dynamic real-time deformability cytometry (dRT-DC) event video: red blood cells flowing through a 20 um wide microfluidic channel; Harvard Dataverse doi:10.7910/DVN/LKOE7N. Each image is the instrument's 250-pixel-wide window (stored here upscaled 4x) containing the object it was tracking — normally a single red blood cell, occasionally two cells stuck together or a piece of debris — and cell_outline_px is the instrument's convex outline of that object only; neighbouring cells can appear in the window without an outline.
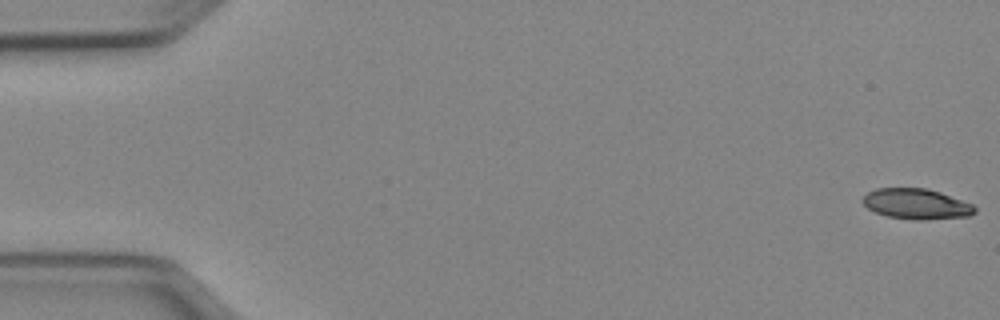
{"species": "Egyptian fruit bat (a non-hibernating species)", "species_latin": "Rousettus aegyptiacus", "temperature_condition": "cold", "stored_images_in_passage": 51, "camera_frame_rate_fps": 3000, "um_per_image_px": 0.085, "animal": {"sex": "female"}, "frame": {"image": 1, "passage_image": 1, "time_ms": 0.0, "image_size_px": [1000, 320], "cell_outline_px": [[976, 212], [968, 216], [924, 220], [916, 220], [888, 216], [876, 212], [868, 208], [860, 200], [868, 192], [876, 188], [924, 188], [940, 192], [972, 204], [976, 208]], "centroid_in_image_um": [77.88, 17.33], "position_along_channel_um": 7.1, "area_um2": 19.77}}
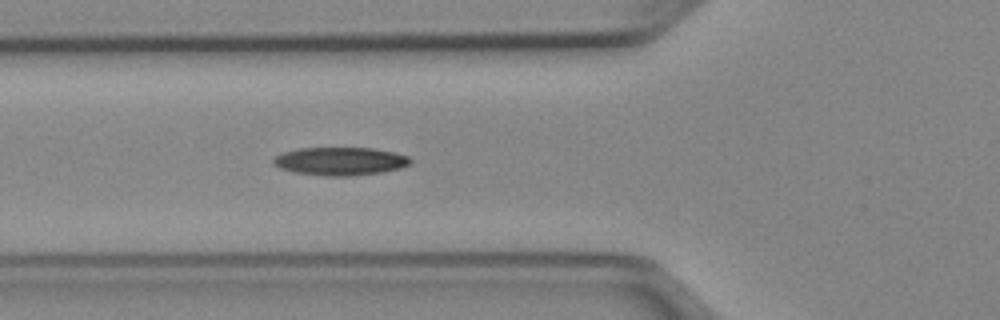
{"frame": {"image": 2, "passage_image": 19, "time_ms": 6.0, "image_size_px": [1000, 320], "cell_outline_px": [[412, 160], [408, 164], [400, 168], [380, 172], [348, 176], [324, 176], [296, 172], [280, 168], [272, 164], [272, 160], [280, 152], [300, 148], [372, 148], [396, 152], [408, 156]], "centroid_in_image_um": [28.89, 13.69], "position_along_channel_um": 96.9, "area_um2": 22.43}}
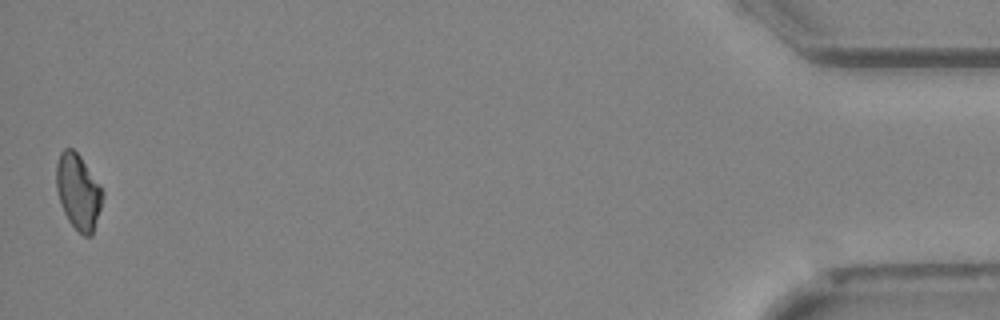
{"frame": {"image": 3, "passage_image": 51, "time_ms": 16.667, "image_size_px": [1000, 320], "cell_outline_px": [[104, 196], [92, 236], [84, 236], [68, 220], [60, 204], [56, 188], [56, 164], [60, 152], [64, 148], [72, 148], [80, 156], [100, 184], [104, 192]], "centroid_in_image_um": [6.65, 16.28], "position_along_channel_um": 428.5, "area_um2": 20.4}, "authors_computed_cell_mechanics": {"area_um2": 21.2126, "velocity_mm_per_s": 3.963, "shape_relaxation_time_tau1_ms": 5.2647, "shape_relaxation_time_tau2_ms": null, "deformation_change_tau1": 0.1585, "deformation_change_tau2": null}}